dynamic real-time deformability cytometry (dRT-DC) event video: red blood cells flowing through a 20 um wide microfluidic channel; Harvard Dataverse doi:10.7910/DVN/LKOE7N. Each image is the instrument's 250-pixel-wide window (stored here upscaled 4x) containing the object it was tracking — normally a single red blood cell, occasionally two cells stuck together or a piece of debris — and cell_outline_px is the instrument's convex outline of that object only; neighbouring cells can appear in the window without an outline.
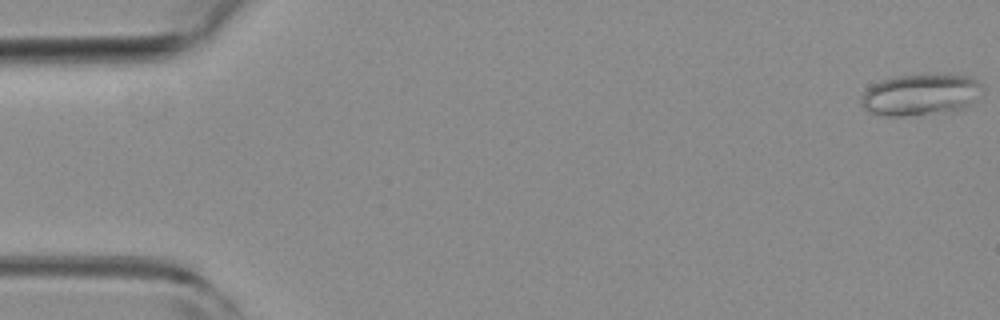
{"species": "common noctule bat (a hibernating species)", "species_latin": "Nyctalus noctula", "temperature_condition": "room temperature", "stored_images_in_passage": 6, "camera_frame_rate_fps": 3000, "um_per_image_px": 0.085, "animal": {"sex": "female", "body_mass_g": 19.3, "forearm_length_mm": 54.1}, "frame": {"image": 1, "passage_image": 1, "time_ms": 0.0, "image_size_px": [1000, 320], "cell_outline_px": [[984, 88], [960, 112], [900, 116], [888, 116], [872, 112], [864, 108], [860, 104], [860, 96], [872, 84], [880, 80], [896, 76], [936, 72], [944, 72], [972, 76], [984, 84]], "centroid_in_image_um": [78.3, 8.01], "position_along_channel_um": 6.7, "area_um2": 30.4}}